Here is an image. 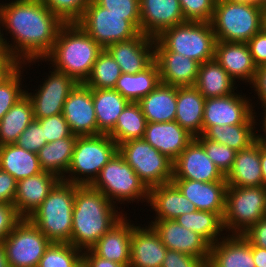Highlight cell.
<instances>
[{
  "label": "cell",
  "instance_id": "cell-30",
  "mask_svg": "<svg viewBox=\"0 0 266 267\" xmlns=\"http://www.w3.org/2000/svg\"><path fill=\"white\" fill-rule=\"evenodd\" d=\"M205 99L195 86L177 87L175 121L194 137L202 135Z\"/></svg>",
  "mask_w": 266,
  "mask_h": 267
},
{
  "label": "cell",
  "instance_id": "cell-1",
  "mask_svg": "<svg viewBox=\"0 0 266 267\" xmlns=\"http://www.w3.org/2000/svg\"><path fill=\"white\" fill-rule=\"evenodd\" d=\"M63 24L41 0L0 3V26L13 35L12 45L3 37L0 27V46L18 65L43 61L52 51Z\"/></svg>",
  "mask_w": 266,
  "mask_h": 267
},
{
  "label": "cell",
  "instance_id": "cell-33",
  "mask_svg": "<svg viewBox=\"0 0 266 267\" xmlns=\"http://www.w3.org/2000/svg\"><path fill=\"white\" fill-rule=\"evenodd\" d=\"M0 169L17 181L43 172L37 154L16 144L0 146Z\"/></svg>",
  "mask_w": 266,
  "mask_h": 267
},
{
  "label": "cell",
  "instance_id": "cell-51",
  "mask_svg": "<svg viewBox=\"0 0 266 267\" xmlns=\"http://www.w3.org/2000/svg\"><path fill=\"white\" fill-rule=\"evenodd\" d=\"M21 219L14 205L0 202V242L5 239Z\"/></svg>",
  "mask_w": 266,
  "mask_h": 267
},
{
  "label": "cell",
  "instance_id": "cell-41",
  "mask_svg": "<svg viewBox=\"0 0 266 267\" xmlns=\"http://www.w3.org/2000/svg\"><path fill=\"white\" fill-rule=\"evenodd\" d=\"M122 72L106 49L99 54L84 84L91 89H114Z\"/></svg>",
  "mask_w": 266,
  "mask_h": 267
},
{
  "label": "cell",
  "instance_id": "cell-27",
  "mask_svg": "<svg viewBox=\"0 0 266 267\" xmlns=\"http://www.w3.org/2000/svg\"><path fill=\"white\" fill-rule=\"evenodd\" d=\"M127 217L106 232L90 250L97 256L125 265H130L132 229L135 227Z\"/></svg>",
  "mask_w": 266,
  "mask_h": 267
},
{
  "label": "cell",
  "instance_id": "cell-52",
  "mask_svg": "<svg viewBox=\"0 0 266 267\" xmlns=\"http://www.w3.org/2000/svg\"><path fill=\"white\" fill-rule=\"evenodd\" d=\"M247 45L254 64L259 67L266 64V31L262 28L253 36Z\"/></svg>",
  "mask_w": 266,
  "mask_h": 267
},
{
  "label": "cell",
  "instance_id": "cell-53",
  "mask_svg": "<svg viewBox=\"0 0 266 267\" xmlns=\"http://www.w3.org/2000/svg\"><path fill=\"white\" fill-rule=\"evenodd\" d=\"M17 180L6 171L0 169V202L14 203Z\"/></svg>",
  "mask_w": 266,
  "mask_h": 267
},
{
  "label": "cell",
  "instance_id": "cell-39",
  "mask_svg": "<svg viewBox=\"0 0 266 267\" xmlns=\"http://www.w3.org/2000/svg\"><path fill=\"white\" fill-rule=\"evenodd\" d=\"M255 125L257 124L214 125L210 126L202 135L211 141L240 151L257 140L258 133L254 131Z\"/></svg>",
  "mask_w": 266,
  "mask_h": 267
},
{
  "label": "cell",
  "instance_id": "cell-26",
  "mask_svg": "<svg viewBox=\"0 0 266 267\" xmlns=\"http://www.w3.org/2000/svg\"><path fill=\"white\" fill-rule=\"evenodd\" d=\"M155 62L162 83L175 87L195 85L200 63L194 59L169 50H155Z\"/></svg>",
  "mask_w": 266,
  "mask_h": 267
},
{
  "label": "cell",
  "instance_id": "cell-57",
  "mask_svg": "<svg viewBox=\"0 0 266 267\" xmlns=\"http://www.w3.org/2000/svg\"><path fill=\"white\" fill-rule=\"evenodd\" d=\"M17 64L9 57L5 50L0 46V81L16 66Z\"/></svg>",
  "mask_w": 266,
  "mask_h": 267
},
{
  "label": "cell",
  "instance_id": "cell-15",
  "mask_svg": "<svg viewBox=\"0 0 266 267\" xmlns=\"http://www.w3.org/2000/svg\"><path fill=\"white\" fill-rule=\"evenodd\" d=\"M62 114L74 135H98L92 89L84 83H77L70 91Z\"/></svg>",
  "mask_w": 266,
  "mask_h": 267
},
{
  "label": "cell",
  "instance_id": "cell-6",
  "mask_svg": "<svg viewBox=\"0 0 266 267\" xmlns=\"http://www.w3.org/2000/svg\"><path fill=\"white\" fill-rule=\"evenodd\" d=\"M216 38L210 22L186 21L154 38L155 50H169L200 64L214 59Z\"/></svg>",
  "mask_w": 266,
  "mask_h": 267
},
{
  "label": "cell",
  "instance_id": "cell-13",
  "mask_svg": "<svg viewBox=\"0 0 266 267\" xmlns=\"http://www.w3.org/2000/svg\"><path fill=\"white\" fill-rule=\"evenodd\" d=\"M237 94L205 99L202 134L214 125L256 124L251 99ZM245 97V98H244Z\"/></svg>",
  "mask_w": 266,
  "mask_h": 267
},
{
  "label": "cell",
  "instance_id": "cell-54",
  "mask_svg": "<svg viewBox=\"0 0 266 267\" xmlns=\"http://www.w3.org/2000/svg\"><path fill=\"white\" fill-rule=\"evenodd\" d=\"M253 246L266 249V218L260 219L242 234Z\"/></svg>",
  "mask_w": 266,
  "mask_h": 267
},
{
  "label": "cell",
  "instance_id": "cell-31",
  "mask_svg": "<svg viewBox=\"0 0 266 267\" xmlns=\"http://www.w3.org/2000/svg\"><path fill=\"white\" fill-rule=\"evenodd\" d=\"M147 122L175 121L177 87L160 83L138 102Z\"/></svg>",
  "mask_w": 266,
  "mask_h": 267
},
{
  "label": "cell",
  "instance_id": "cell-40",
  "mask_svg": "<svg viewBox=\"0 0 266 267\" xmlns=\"http://www.w3.org/2000/svg\"><path fill=\"white\" fill-rule=\"evenodd\" d=\"M175 220L183 227L201 235L210 245L222 239L219 236L224 231L223 218L218 213L195 210L180 215Z\"/></svg>",
  "mask_w": 266,
  "mask_h": 267
},
{
  "label": "cell",
  "instance_id": "cell-4",
  "mask_svg": "<svg viewBox=\"0 0 266 267\" xmlns=\"http://www.w3.org/2000/svg\"><path fill=\"white\" fill-rule=\"evenodd\" d=\"M75 184L60 179L28 217L52 243H70Z\"/></svg>",
  "mask_w": 266,
  "mask_h": 267
},
{
  "label": "cell",
  "instance_id": "cell-64",
  "mask_svg": "<svg viewBox=\"0 0 266 267\" xmlns=\"http://www.w3.org/2000/svg\"><path fill=\"white\" fill-rule=\"evenodd\" d=\"M263 217L266 218V187H265V208H264Z\"/></svg>",
  "mask_w": 266,
  "mask_h": 267
},
{
  "label": "cell",
  "instance_id": "cell-43",
  "mask_svg": "<svg viewBox=\"0 0 266 267\" xmlns=\"http://www.w3.org/2000/svg\"><path fill=\"white\" fill-rule=\"evenodd\" d=\"M22 65H16L0 81V120L8 110L25 95L26 90L21 89Z\"/></svg>",
  "mask_w": 266,
  "mask_h": 267
},
{
  "label": "cell",
  "instance_id": "cell-58",
  "mask_svg": "<svg viewBox=\"0 0 266 267\" xmlns=\"http://www.w3.org/2000/svg\"><path fill=\"white\" fill-rule=\"evenodd\" d=\"M252 256L256 267H266V249L252 245Z\"/></svg>",
  "mask_w": 266,
  "mask_h": 267
},
{
  "label": "cell",
  "instance_id": "cell-19",
  "mask_svg": "<svg viewBox=\"0 0 266 267\" xmlns=\"http://www.w3.org/2000/svg\"><path fill=\"white\" fill-rule=\"evenodd\" d=\"M141 33L156 38L185 21L179 0H140Z\"/></svg>",
  "mask_w": 266,
  "mask_h": 267
},
{
  "label": "cell",
  "instance_id": "cell-11",
  "mask_svg": "<svg viewBox=\"0 0 266 267\" xmlns=\"http://www.w3.org/2000/svg\"><path fill=\"white\" fill-rule=\"evenodd\" d=\"M77 24L103 49L115 42L132 39L140 33L126 20V15L110 13L93 0L87 5Z\"/></svg>",
  "mask_w": 266,
  "mask_h": 267
},
{
  "label": "cell",
  "instance_id": "cell-46",
  "mask_svg": "<svg viewBox=\"0 0 266 267\" xmlns=\"http://www.w3.org/2000/svg\"><path fill=\"white\" fill-rule=\"evenodd\" d=\"M99 6L106 8L110 13L126 15L129 20L141 32L140 0H93Z\"/></svg>",
  "mask_w": 266,
  "mask_h": 267
},
{
  "label": "cell",
  "instance_id": "cell-63",
  "mask_svg": "<svg viewBox=\"0 0 266 267\" xmlns=\"http://www.w3.org/2000/svg\"><path fill=\"white\" fill-rule=\"evenodd\" d=\"M241 1L255 3V4H258L261 7V0H241Z\"/></svg>",
  "mask_w": 266,
  "mask_h": 267
},
{
  "label": "cell",
  "instance_id": "cell-17",
  "mask_svg": "<svg viewBox=\"0 0 266 267\" xmlns=\"http://www.w3.org/2000/svg\"><path fill=\"white\" fill-rule=\"evenodd\" d=\"M106 50L125 74L141 72L155 61L154 38L141 32L132 39L109 45Z\"/></svg>",
  "mask_w": 266,
  "mask_h": 267
},
{
  "label": "cell",
  "instance_id": "cell-49",
  "mask_svg": "<svg viewBox=\"0 0 266 267\" xmlns=\"http://www.w3.org/2000/svg\"><path fill=\"white\" fill-rule=\"evenodd\" d=\"M15 144L37 154L38 151L47 144L42 126L36 120H33L21 133Z\"/></svg>",
  "mask_w": 266,
  "mask_h": 267
},
{
  "label": "cell",
  "instance_id": "cell-25",
  "mask_svg": "<svg viewBox=\"0 0 266 267\" xmlns=\"http://www.w3.org/2000/svg\"><path fill=\"white\" fill-rule=\"evenodd\" d=\"M60 179L50 172H40L17 181L14 207L21 218H28L48 196Z\"/></svg>",
  "mask_w": 266,
  "mask_h": 267
},
{
  "label": "cell",
  "instance_id": "cell-21",
  "mask_svg": "<svg viewBox=\"0 0 266 267\" xmlns=\"http://www.w3.org/2000/svg\"><path fill=\"white\" fill-rule=\"evenodd\" d=\"M214 59L234 81L240 79L249 85L253 83L257 66L246 42L216 41Z\"/></svg>",
  "mask_w": 266,
  "mask_h": 267
},
{
  "label": "cell",
  "instance_id": "cell-9",
  "mask_svg": "<svg viewBox=\"0 0 266 267\" xmlns=\"http://www.w3.org/2000/svg\"><path fill=\"white\" fill-rule=\"evenodd\" d=\"M118 152L149 189L172 182L173 161L143 138L121 143Z\"/></svg>",
  "mask_w": 266,
  "mask_h": 267
},
{
  "label": "cell",
  "instance_id": "cell-23",
  "mask_svg": "<svg viewBox=\"0 0 266 267\" xmlns=\"http://www.w3.org/2000/svg\"><path fill=\"white\" fill-rule=\"evenodd\" d=\"M207 267H256L252 244L242 234L222 236L210 245Z\"/></svg>",
  "mask_w": 266,
  "mask_h": 267
},
{
  "label": "cell",
  "instance_id": "cell-65",
  "mask_svg": "<svg viewBox=\"0 0 266 267\" xmlns=\"http://www.w3.org/2000/svg\"><path fill=\"white\" fill-rule=\"evenodd\" d=\"M261 7L262 8L266 7V0H261Z\"/></svg>",
  "mask_w": 266,
  "mask_h": 267
},
{
  "label": "cell",
  "instance_id": "cell-44",
  "mask_svg": "<svg viewBox=\"0 0 266 267\" xmlns=\"http://www.w3.org/2000/svg\"><path fill=\"white\" fill-rule=\"evenodd\" d=\"M195 139L203 146L209 159L226 176L233 166L237 151L221 143L211 141L203 135L197 136Z\"/></svg>",
  "mask_w": 266,
  "mask_h": 267
},
{
  "label": "cell",
  "instance_id": "cell-32",
  "mask_svg": "<svg viewBox=\"0 0 266 267\" xmlns=\"http://www.w3.org/2000/svg\"><path fill=\"white\" fill-rule=\"evenodd\" d=\"M99 134H108L129 101L115 89H92Z\"/></svg>",
  "mask_w": 266,
  "mask_h": 267
},
{
  "label": "cell",
  "instance_id": "cell-35",
  "mask_svg": "<svg viewBox=\"0 0 266 267\" xmlns=\"http://www.w3.org/2000/svg\"><path fill=\"white\" fill-rule=\"evenodd\" d=\"M161 83L158 65L154 61L136 74L122 73L114 89L129 102L138 103Z\"/></svg>",
  "mask_w": 266,
  "mask_h": 267
},
{
  "label": "cell",
  "instance_id": "cell-37",
  "mask_svg": "<svg viewBox=\"0 0 266 267\" xmlns=\"http://www.w3.org/2000/svg\"><path fill=\"white\" fill-rule=\"evenodd\" d=\"M77 137H65L44 145L37 153L40 165L45 172L63 179L67 173Z\"/></svg>",
  "mask_w": 266,
  "mask_h": 267
},
{
  "label": "cell",
  "instance_id": "cell-20",
  "mask_svg": "<svg viewBox=\"0 0 266 267\" xmlns=\"http://www.w3.org/2000/svg\"><path fill=\"white\" fill-rule=\"evenodd\" d=\"M183 195L193 203L197 210L225 213L226 181L200 182L188 179H172Z\"/></svg>",
  "mask_w": 266,
  "mask_h": 267
},
{
  "label": "cell",
  "instance_id": "cell-50",
  "mask_svg": "<svg viewBox=\"0 0 266 267\" xmlns=\"http://www.w3.org/2000/svg\"><path fill=\"white\" fill-rule=\"evenodd\" d=\"M162 267H207V262L185 253L167 249Z\"/></svg>",
  "mask_w": 266,
  "mask_h": 267
},
{
  "label": "cell",
  "instance_id": "cell-3",
  "mask_svg": "<svg viewBox=\"0 0 266 267\" xmlns=\"http://www.w3.org/2000/svg\"><path fill=\"white\" fill-rule=\"evenodd\" d=\"M103 48L77 23H64L58 31L52 51L44 59L54 69L84 83Z\"/></svg>",
  "mask_w": 266,
  "mask_h": 267
},
{
  "label": "cell",
  "instance_id": "cell-18",
  "mask_svg": "<svg viewBox=\"0 0 266 267\" xmlns=\"http://www.w3.org/2000/svg\"><path fill=\"white\" fill-rule=\"evenodd\" d=\"M149 225L159 234L167 249L208 262L210 244L198 233L183 227L176 220H154Z\"/></svg>",
  "mask_w": 266,
  "mask_h": 267
},
{
  "label": "cell",
  "instance_id": "cell-48",
  "mask_svg": "<svg viewBox=\"0 0 266 267\" xmlns=\"http://www.w3.org/2000/svg\"><path fill=\"white\" fill-rule=\"evenodd\" d=\"M34 120L42 126L44 138H46L47 143H51L65 137H77L71 132L62 113Z\"/></svg>",
  "mask_w": 266,
  "mask_h": 267
},
{
  "label": "cell",
  "instance_id": "cell-28",
  "mask_svg": "<svg viewBox=\"0 0 266 267\" xmlns=\"http://www.w3.org/2000/svg\"><path fill=\"white\" fill-rule=\"evenodd\" d=\"M149 203L157 215L154 220H175L197 210L173 182L151 187Z\"/></svg>",
  "mask_w": 266,
  "mask_h": 267
},
{
  "label": "cell",
  "instance_id": "cell-22",
  "mask_svg": "<svg viewBox=\"0 0 266 267\" xmlns=\"http://www.w3.org/2000/svg\"><path fill=\"white\" fill-rule=\"evenodd\" d=\"M195 137L176 121L147 122L143 139L174 161Z\"/></svg>",
  "mask_w": 266,
  "mask_h": 267
},
{
  "label": "cell",
  "instance_id": "cell-42",
  "mask_svg": "<svg viewBox=\"0 0 266 267\" xmlns=\"http://www.w3.org/2000/svg\"><path fill=\"white\" fill-rule=\"evenodd\" d=\"M82 254L70 243H51L37 267H81Z\"/></svg>",
  "mask_w": 266,
  "mask_h": 267
},
{
  "label": "cell",
  "instance_id": "cell-36",
  "mask_svg": "<svg viewBox=\"0 0 266 267\" xmlns=\"http://www.w3.org/2000/svg\"><path fill=\"white\" fill-rule=\"evenodd\" d=\"M33 120V106L25 94L0 120V146L15 144Z\"/></svg>",
  "mask_w": 266,
  "mask_h": 267
},
{
  "label": "cell",
  "instance_id": "cell-12",
  "mask_svg": "<svg viewBox=\"0 0 266 267\" xmlns=\"http://www.w3.org/2000/svg\"><path fill=\"white\" fill-rule=\"evenodd\" d=\"M51 243L28 218H22L2 241L9 267H37Z\"/></svg>",
  "mask_w": 266,
  "mask_h": 267
},
{
  "label": "cell",
  "instance_id": "cell-59",
  "mask_svg": "<svg viewBox=\"0 0 266 267\" xmlns=\"http://www.w3.org/2000/svg\"><path fill=\"white\" fill-rule=\"evenodd\" d=\"M260 166L263 176V186L266 187V145L260 143Z\"/></svg>",
  "mask_w": 266,
  "mask_h": 267
},
{
  "label": "cell",
  "instance_id": "cell-47",
  "mask_svg": "<svg viewBox=\"0 0 266 267\" xmlns=\"http://www.w3.org/2000/svg\"><path fill=\"white\" fill-rule=\"evenodd\" d=\"M185 21L210 22L216 0H179Z\"/></svg>",
  "mask_w": 266,
  "mask_h": 267
},
{
  "label": "cell",
  "instance_id": "cell-24",
  "mask_svg": "<svg viewBox=\"0 0 266 267\" xmlns=\"http://www.w3.org/2000/svg\"><path fill=\"white\" fill-rule=\"evenodd\" d=\"M167 247L151 225L132 229L129 267H162Z\"/></svg>",
  "mask_w": 266,
  "mask_h": 267
},
{
  "label": "cell",
  "instance_id": "cell-60",
  "mask_svg": "<svg viewBox=\"0 0 266 267\" xmlns=\"http://www.w3.org/2000/svg\"><path fill=\"white\" fill-rule=\"evenodd\" d=\"M263 108H264V110L263 111H265V112H263V114H264V119H263V121H261V122H263V124H262V126H261V128L263 129V131L262 132H264L265 133V135H261V134H259V135H257V140L260 142V143H262V144H265L266 145V106H262Z\"/></svg>",
  "mask_w": 266,
  "mask_h": 267
},
{
  "label": "cell",
  "instance_id": "cell-29",
  "mask_svg": "<svg viewBox=\"0 0 266 267\" xmlns=\"http://www.w3.org/2000/svg\"><path fill=\"white\" fill-rule=\"evenodd\" d=\"M228 186L259 187L263 185L260 166V142L237 151L233 166L225 176Z\"/></svg>",
  "mask_w": 266,
  "mask_h": 267
},
{
  "label": "cell",
  "instance_id": "cell-55",
  "mask_svg": "<svg viewBox=\"0 0 266 267\" xmlns=\"http://www.w3.org/2000/svg\"><path fill=\"white\" fill-rule=\"evenodd\" d=\"M82 266L83 267H126L125 265L99 257L95 255L90 249L83 251Z\"/></svg>",
  "mask_w": 266,
  "mask_h": 267
},
{
  "label": "cell",
  "instance_id": "cell-34",
  "mask_svg": "<svg viewBox=\"0 0 266 267\" xmlns=\"http://www.w3.org/2000/svg\"><path fill=\"white\" fill-rule=\"evenodd\" d=\"M235 82L222 66L212 59L200 64L194 86L205 98H212L235 93Z\"/></svg>",
  "mask_w": 266,
  "mask_h": 267
},
{
  "label": "cell",
  "instance_id": "cell-62",
  "mask_svg": "<svg viewBox=\"0 0 266 267\" xmlns=\"http://www.w3.org/2000/svg\"><path fill=\"white\" fill-rule=\"evenodd\" d=\"M263 29L266 31V7L263 8Z\"/></svg>",
  "mask_w": 266,
  "mask_h": 267
},
{
  "label": "cell",
  "instance_id": "cell-16",
  "mask_svg": "<svg viewBox=\"0 0 266 267\" xmlns=\"http://www.w3.org/2000/svg\"><path fill=\"white\" fill-rule=\"evenodd\" d=\"M200 182L226 181L225 176L209 159L203 146L194 138L173 161V178Z\"/></svg>",
  "mask_w": 266,
  "mask_h": 267
},
{
  "label": "cell",
  "instance_id": "cell-61",
  "mask_svg": "<svg viewBox=\"0 0 266 267\" xmlns=\"http://www.w3.org/2000/svg\"><path fill=\"white\" fill-rule=\"evenodd\" d=\"M0 267H9L2 242H0Z\"/></svg>",
  "mask_w": 266,
  "mask_h": 267
},
{
  "label": "cell",
  "instance_id": "cell-56",
  "mask_svg": "<svg viewBox=\"0 0 266 267\" xmlns=\"http://www.w3.org/2000/svg\"><path fill=\"white\" fill-rule=\"evenodd\" d=\"M252 88H255L261 106H266V64L257 67L256 75L254 78Z\"/></svg>",
  "mask_w": 266,
  "mask_h": 267
},
{
  "label": "cell",
  "instance_id": "cell-7",
  "mask_svg": "<svg viewBox=\"0 0 266 267\" xmlns=\"http://www.w3.org/2000/svg\"><path fill=\"white\" fill-rule=\"evenodd\" d=\"M117 152L118 145L108 134L77 136L71 162L66 173L70 174L62 180L77 185H91L98 177L103 166Z\"/></svg>",
  "mask_w": 266,
  "mask_h": 267
},
{
  "label": "cell",
  "instance_id": "cell-14",
  "mask_svg": "<svg viewBox=\"0 0 266 267\" xmlns=\"http://www.w3.org/2000/svg\"><path fill=\"white\" fill-rule=\"evenodd\" d=\"M50 73L42 86L39 85L37 93L25 92L32 103L34 119L61 114L65 100L77 84L72 77L56 69Z\"/></svg>",
  "mask_w": 266,
  "mask_h": 267
},
{
  "label": "cell",
  "instance_id": "cell-45",
  "mask_svg": "<svg viewBox=\"0 0 266 267\" xmlns=\"http://www.w3.org/2000/svg\"><path fill=\"white\" fill-rule=\"evenodd\" d=\"M63 23H77L92 0H41Z\"/></svg>",
  "mask_w": 266,
  "mask_h": 267
},
{
  "label": "cell",
  "instance_id": "cell-8",
  "mask_svg": "<svg viewBox=\"0 0 266 267\" xmlns=\"http://www.w3.org/2000/svg\"><path fill=\"white\" fill-rule=\"evenodd\" d=\"M91 186L102 192L113 204L117 201H149L150 189L119 152L103 166Z\"/></svg>",
  "mask_w": 266,
  "mask_h": 267
},
{
  "label": "cell",
  "instance_id": "cell-38",
  "mask_svg": "<svg viewBox=\"0 0 266 267\" xmlns=\"http://www.w3.org/2000/svg\"><path fill=\"white\" fill-rule=\"evenodd\" d=\"M147 120L139 103L129 102L119 115L115 127L108 135L119 146L133 139L144 137Z\"/></svg>",
  "mask_w": 266,
  "mask_h": 267
},
{
  "label": "cell",
  "instance_id": "cell-2",
  "mask_svg": "<svg viewBox=\"0 0 266 267\" xmlns=\"http://www.w3.org/2000/svg\"><path fill=\"white\" fill-rule=\"evenodd\" d=\"M115 206L91 185L75 184L70 244L81 251L90 249L124 218V214L118 212Z\"/></svg>",
  "mask_w": 266,
  "mask_h": 267
},
{
  "label": "cell",
  "instance_id": "cell-10",
  "mask_svg": "<svg viewBox=\"0 0 266 267\" xmlns=\"http://www.w3.org/2000/svg\"><path fill=\"white\" fill-rule=\"evenodd\" d=\"M264 208L265 186H227L224 229L229 234H243L263 218Z\"/></svg>",
  "mask_w": 266,
  "mask_h": 267
},
{
  "label": "cell",
  "instance_id": "cell-5",
  "mask_svg": "<svg viewBox=\"0 0 266 267\" xmlns=\"http://www.w3.org/2000/svg\"><path fill=\"white\" fill-rule=\"evenodd\" d=\"M210 24L216 41L247 43L263 28V8L241 0H216Z\"/></svg>",
  "mask_w": 266,
  "mask_h": 267
}]
</instances>
